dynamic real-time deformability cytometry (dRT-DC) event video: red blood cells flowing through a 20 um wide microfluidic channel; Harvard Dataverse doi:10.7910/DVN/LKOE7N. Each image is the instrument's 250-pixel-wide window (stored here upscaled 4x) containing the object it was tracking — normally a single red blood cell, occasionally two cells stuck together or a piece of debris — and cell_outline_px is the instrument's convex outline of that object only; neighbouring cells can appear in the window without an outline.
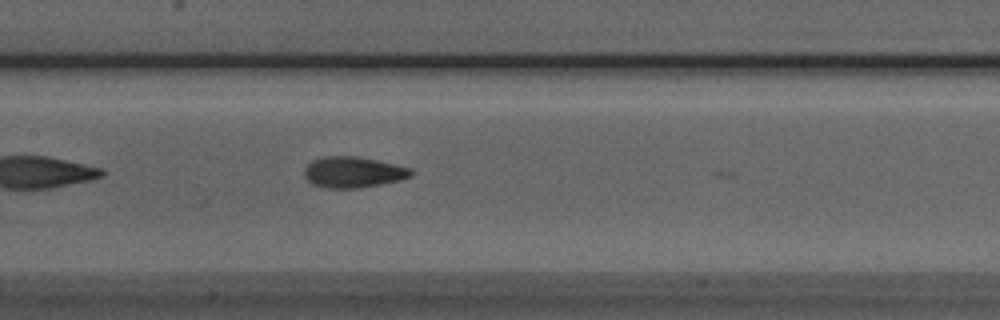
{"species": "Egyptian fruit bat (a non-hibernating species)", "species_latin": "Rousettus aegyptiacus", "temperature_condition": "room temperature", "stored_images_in_passage": 9, "camera_frame_rate_fps": 3000, "um_per_image_px": 0.085, "animal": {"sex": "male"}, "frame": {"image": 1, "passage_image": 8, "time_ms": 2.333, "image_size_px": [1000, 320], "cell_outline_px": [[416, 172], [412, 176], [400, 180], [360, 188], [328, 188], [312, 184], [304, 176], [304, 168], [312, 160], [324, 156], [356, 156], [396, 164], [412, 168]], "centroid_in_image_um": [30.05, 14.63], "position_along_channel_um": 177.4, "area_um2": 19.42}}